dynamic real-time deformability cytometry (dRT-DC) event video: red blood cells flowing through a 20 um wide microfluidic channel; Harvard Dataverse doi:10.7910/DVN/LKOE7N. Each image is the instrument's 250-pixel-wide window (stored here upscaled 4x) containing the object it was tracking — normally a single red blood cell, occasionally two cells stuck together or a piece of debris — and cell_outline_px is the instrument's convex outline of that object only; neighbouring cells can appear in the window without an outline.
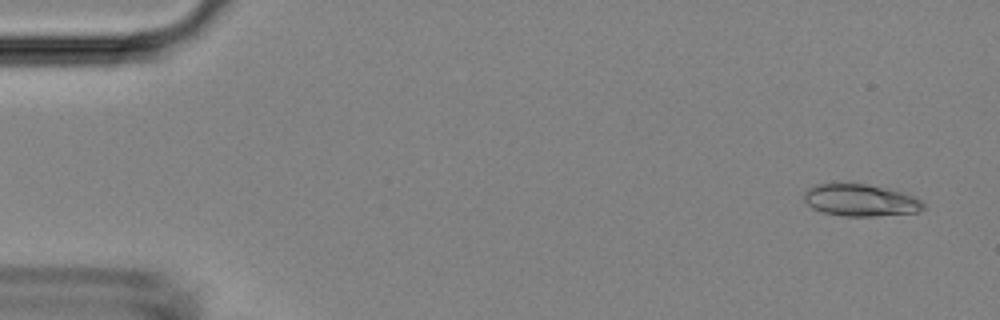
{"species": "Egyptian fruit bat (a non-hibernating species)", "species_latin": "Rousettus aegyptiacus", "temperature_condition": "room temperature", "stored_images_in_passage": 3, "camera_frame_rate_fps": 3000, "um_per_image_px": 0.085, "animal": {"sex": "female"}, "frame": {"image": 1, "passage_image": 1, "time_ms": 0.0, "image_size_px": [1000, 320], "cell_outline_px": [[924, 208], [916, 212], [876, 216], [844, 216], [824, 212], [812, 208], [804, 200], [804, 192], [808, 188], [816, 184], [832, 180], [852, 180], [888, 188], [912, 196], [920, 200], [924, 204]], "centroid_in_image_um": [73.05, 16.95], "position_along_channel_um": 11.9, "area_um2": 23.12}}
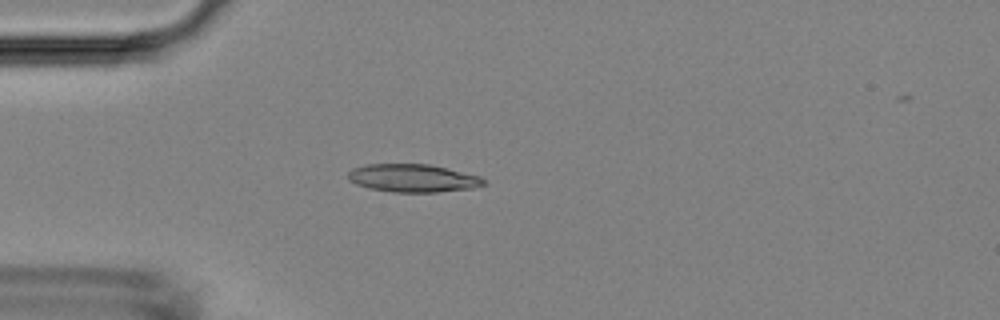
{"frame": {"image": 2, "passage_image": 3, "time_ms": 3.667, "image_size_px": [1000, 320], "cell_outline_px": [[488, 184], [472, 188], [436, 192], [392, 192], [368, 188], [356, 184], [348, 180], [348, 172], [352, 168], [368, 164], [428, 164], [480, 176], [488, 180]], "centroid_in_image_um": [35.1, 15.14], "position_along_channel_um": 49.9, "area_um2": 22.2}}